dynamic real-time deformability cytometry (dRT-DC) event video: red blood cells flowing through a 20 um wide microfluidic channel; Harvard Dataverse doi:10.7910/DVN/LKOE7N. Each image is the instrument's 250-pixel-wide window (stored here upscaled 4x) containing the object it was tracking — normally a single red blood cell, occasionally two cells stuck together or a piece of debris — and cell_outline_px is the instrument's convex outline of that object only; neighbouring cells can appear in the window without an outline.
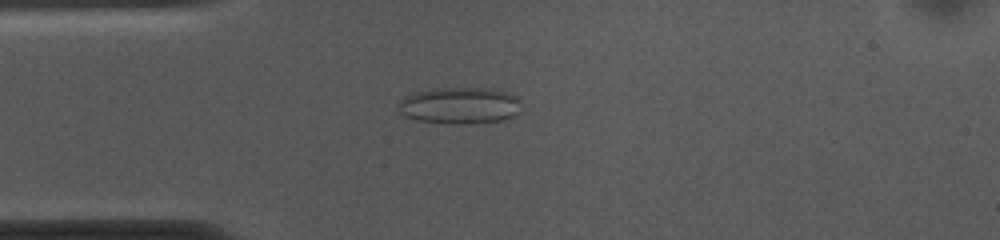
{"species": "common noctule bat (a hibernating species)", "species_latin": "Nyctalus noctula", "temperature_condition": "cold", "stored_images_in_passage": 52, "camera_frame_rate_fps": 3000, "um_per_image_px": 0.085, "animal": {"sex": "female", "body_mass_g": 10.0, "forearm_length_mm": 53.1}, "frame": {"image": 1, "passage_image": 12, "time_ms": 3.667, "image_size_px": [1000, 240], "cell_outline_px": [[520, 112], [516, 116], [504, 120], [468, 124], [452, 124], [416, 120], [404, 116], [396, 108], [400, 100], [404, 96], [416, 92], [440, 88], [492, 88], [508, 92], [516, 96], [520, 100]], "centroid_in_image_um": [39.1, 8.98], "position_along_channel_um": 45.9, "area_um2": 26.7}}
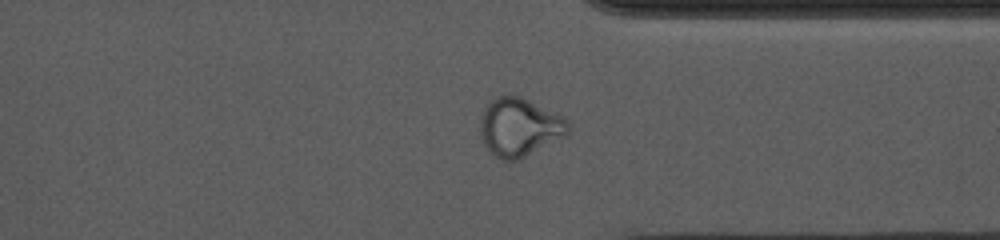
{"frame": {"image": 2, "passage_image": 39, "time_ms": 12.667, "image_size_px": [1000, 240], "cell_outline_px": [[572, 128], [564, 136], [516, 160], [504, 160], [492, 156], [484, 144], [480, 136], [480, 116], [488, 100], [492, 96], [520, 96], [568, 120], [572, 124]], "centroid_in_image_um": [44.09, 10.8], "position_along_channel_um": 367.3, "area_um2": 29.77}}
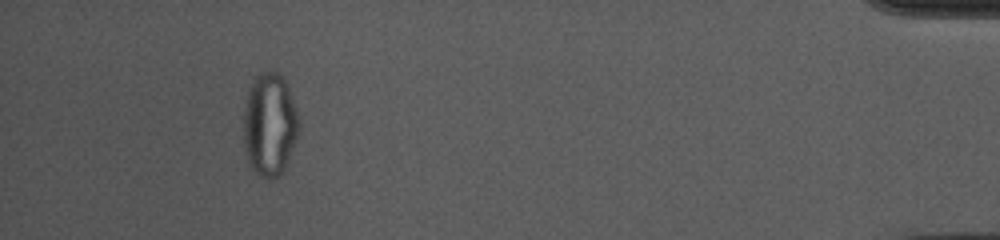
{"frame": {"image": 3, "passage_image": 48, "time_ms": 15.667, "image_size_px": [1000, 240], "cell_outline_px": [[300, 132], [284, 168], [280, 176], [272, 180], [268, 180], [260, 176], [252, 168], [248, 160], [244, 148], [244, 104], [252, 80], [260, 72], [272, 68], [280, 72], [284, 76], [296, 108], [300, 120]], "centroid_in_image_um": [22.94, 10.54], "position_along_channel_um": 412.3, "area_um2": 33.99}, "authors_computed_cell_mechanics": {"area_um2": 27.0215, "velocity_mm_per_s": 3.7104, "shape_relaxation_time_tau1_ms": null, "shape_relaxation_time_tau2_ms": 1.1373, "deformation_change_tau1": null, "deformation_change_tau2": 0.0676}}